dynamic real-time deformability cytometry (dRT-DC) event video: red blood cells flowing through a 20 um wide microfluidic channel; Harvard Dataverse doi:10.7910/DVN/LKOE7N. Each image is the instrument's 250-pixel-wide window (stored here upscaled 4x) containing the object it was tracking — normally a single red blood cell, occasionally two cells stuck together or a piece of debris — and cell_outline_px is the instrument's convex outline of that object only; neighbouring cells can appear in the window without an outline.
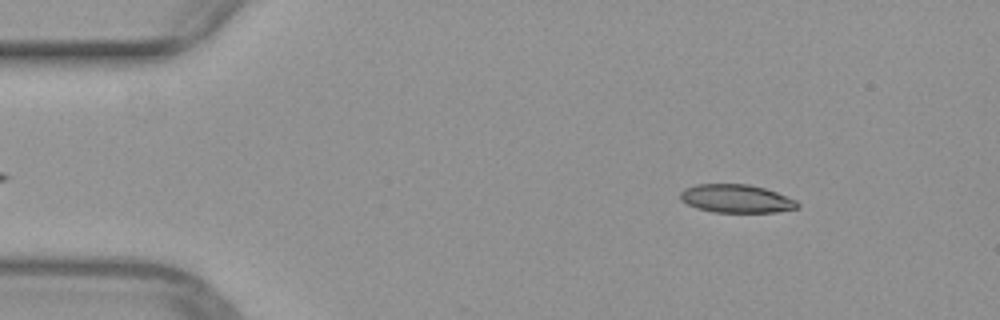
{"species": "common noctule bat (a hibernating species)", "species_latin": "Nyctalus noctula", "temperature_condition": "warm", "stored_images_in_passage": 48, "camera_frame_rate_fps": 3000, "um_per_image_px": 0.085, "animal": {"sex": "female", "body_mass_g": 29.2, "forearm_length_mm": 56.3}, "frame": {"image": 1, "passage_image": 4, "time_ms": 1.0, "image_size_px": [1000, 320], "cell_outline_px": [[800, 204], [796, 208], [776, 212], [712, 212], [696, 208], [680, 200], [680, 192], [684, 188], [696, 184], [748, 184], [764, 188], [776, 192], [796, 200]], "centroid_in_image_um": [62.55, 16.88], "position_along_channel_um": 22.4, "area_um2": 19.31}}
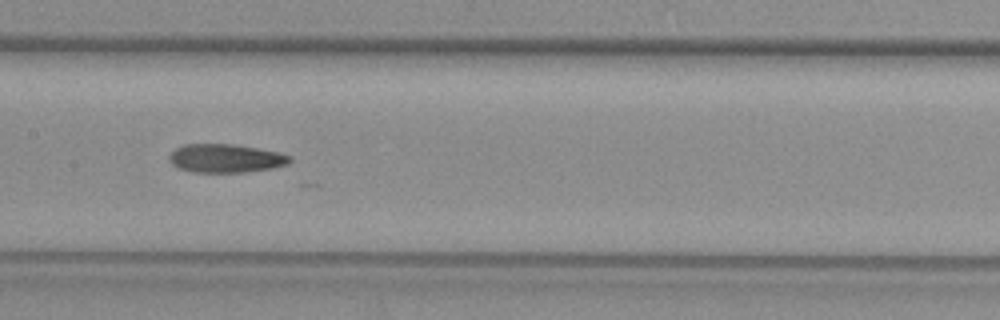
{"frame": {"image": 2, "passage_image": 22, "time_ms": 7.0, "image_size_px": [1000, 320], "cell_outline_px": [[292, 160], [288, 164], [272, 168], [244, 172], [192, 172], [180, 168], [172, 164], [168, 160], [168, 156], [176, 148], [184, 144], [232, 144], [280, 152], [292, 156]], "centroid_in_image_um": [19.19, 13.45], "position_along_channel_um": 188.2, "area_um2": 20.06}}
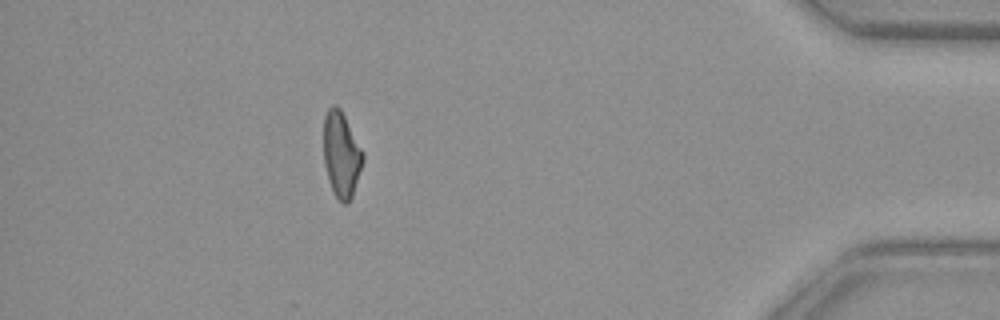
{"frame": {"image": 3, "passage_image": 42, "time_ms": 13.667, "image_size_px": [1000, 320], "cell_outline_px": [[364, 160], [352, 196], [348, 204], [344, 204], [336, 196], [328, 180], [324, 164], [324, 116], [328, 108], [332, 104], [336, 104], [340, 108], [364, 152]], "centroid_in_image_um": [29.02, 13.11], "position_along_channel_um": 406.2, "area_um2": 19.59}}